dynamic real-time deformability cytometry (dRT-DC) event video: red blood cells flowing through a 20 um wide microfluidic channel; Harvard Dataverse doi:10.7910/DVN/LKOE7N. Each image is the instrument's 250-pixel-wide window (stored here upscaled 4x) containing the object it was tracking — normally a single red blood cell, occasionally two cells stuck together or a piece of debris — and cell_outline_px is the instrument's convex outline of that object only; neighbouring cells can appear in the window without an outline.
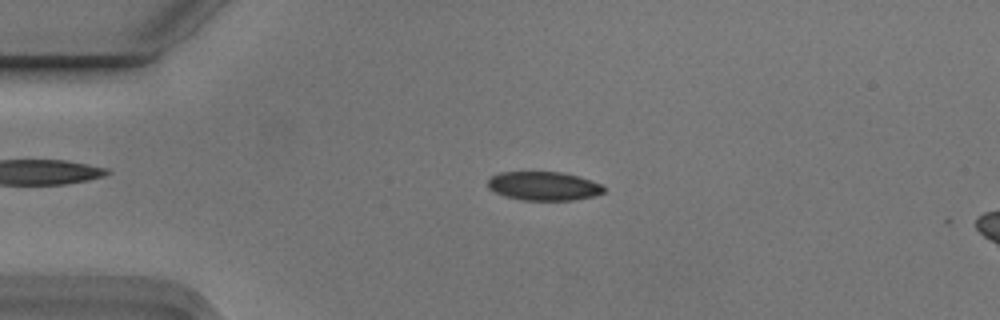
{"species": "Egyptian fruit bat (a non-hibernating species)", "species_latin": "Rousettus aegyptiacus", "temperature_condition": "cold", "stored_images_in_passage": 3, "camera_frame_rate_fps": 3000, "um_per_image_px": 0.085, "animal": {"sex": "male"}, "frame": {"image": 1, "passage_image": 2, "time_ms": 0.333, "image_size_px": [1000, 320], "cell_outline_px": [[604, 192], [596, 196], [572, 200], [524, 200], [504, 196], [488, 188], [488, 180], [492, 176], [500, 172], [564, 172], [580, 176], [592, 180], [600, 184], [604, 188]], "centroid_in_image_um": [46.24, 15.81], "position_along_channel_um": 38.8, "area_um2": 19.54}}